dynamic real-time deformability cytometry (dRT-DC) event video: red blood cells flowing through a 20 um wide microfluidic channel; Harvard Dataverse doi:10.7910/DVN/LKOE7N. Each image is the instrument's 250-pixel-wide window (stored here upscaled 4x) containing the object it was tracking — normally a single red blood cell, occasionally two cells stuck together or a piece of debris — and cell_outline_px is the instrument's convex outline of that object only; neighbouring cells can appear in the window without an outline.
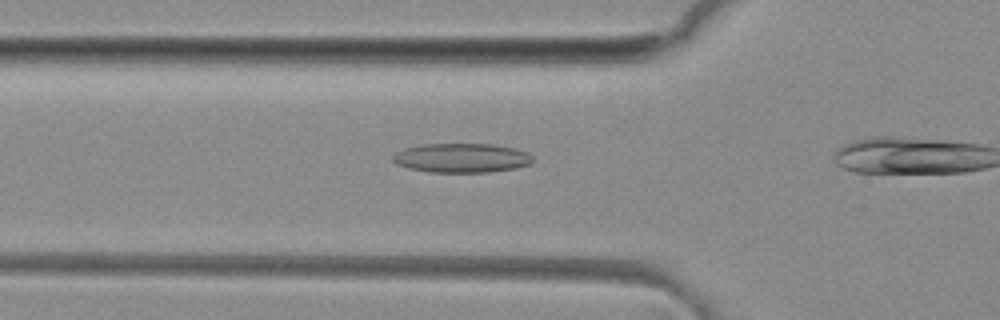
{"species": "common noctule bat (a hibernating species)", "species_latin": "Nyctalus noctula", "temperature_condition": "room temperature", "stored_images_in_passage": 36, "camera_frame_rate_fps": 3000, "um_per_image_px": 0.085, "animal": {"sex": "female", "body_mass_g": 29.2, "forearm_length_mm": 56.3}, "frame": {"image": 1, "passage_image": 13, "time_ms": 4.0, "image_size_px": [1000, 320], "cell_outline_px": [[532, 164], [516, 168], [488, 172], [428, 172], [408, 168], [396, 164], [392, 160], [392, 156], [396, 152], [404, 148], [424, 144], [492, 144], [516, 148], [528, 152], [532, 156]], "centroid_in_image_um": [39.24, 13.42], "position_along_channel_um": 86.6, "area_um2": 24.04}}
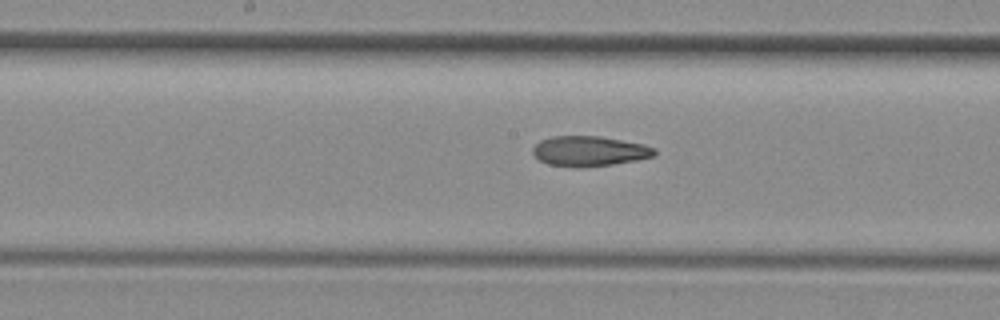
{"frame": {"image": 2, "passage_image": 21, "time_ms": 6.667, "image_size_px": [1000, 320], "cell_outline_px": [[656, 156], [636, 160], [612, 164], [584, 168], [576, 168], [548, 164], [540, 160], [532, 152], [532, 148], [540, 140], [552, 136], [600, 136], [644, 144], [656, 148]], "centroid_in_image_um": [50.11, 12.85], "position_along_channel_um": 198.1, "area_um2": 21.56}}
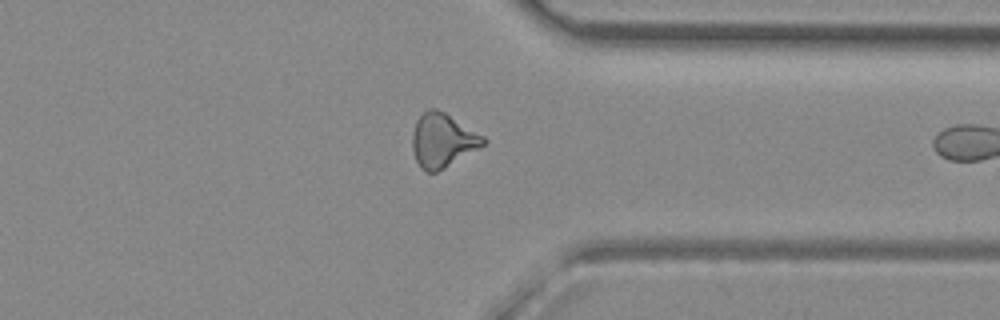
{"frame": {"image": 3, "passage_image": 34, "time_ms": 11.0, "image_size_px": [1000, 320], "cell_outline_px": [[488, 140], [480, 148], [444, 168], [436, 172], [428, 172], [420, 168], [416, 160], [412, 148], [412, 132], [416, 120], [428, 108], [436, 108], [444, 112], [484, 136]], "centroid_in_image_um": [37.61, 11.93], "position_along_channel_um": 373.8, "area_um2": 22.25}}